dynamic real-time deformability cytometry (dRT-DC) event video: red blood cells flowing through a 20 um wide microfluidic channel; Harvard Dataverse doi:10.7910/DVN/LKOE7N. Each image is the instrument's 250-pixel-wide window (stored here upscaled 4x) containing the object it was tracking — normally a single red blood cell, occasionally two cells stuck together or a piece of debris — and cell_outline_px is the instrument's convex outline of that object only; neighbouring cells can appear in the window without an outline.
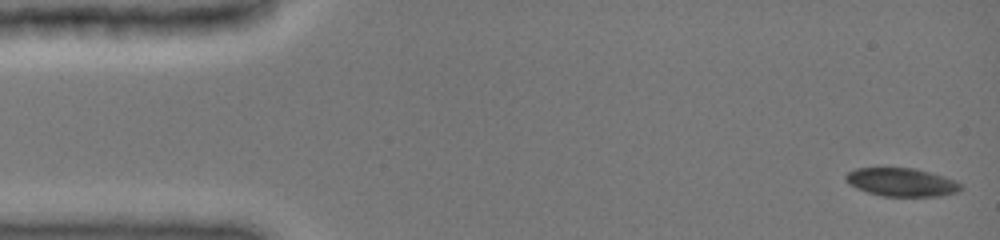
{"species": "common noctule bat (a hibernating species)", "species_latin": "Nyctalus noctula", "temperature_condition": "cold", "stored_images_in_passage": 47, "camera_frame_rate_fps": 3000, "um_per_image_px": 0.085, "animal": {"sex": "female", "body_mass_g": 19.0, "forearm_length_mm": 51.5}, "frame": {"image": 1, "passage_image": 1, "time_ms": 0.0, "image_size_px": [1000, 240], "cell_outline_px": [[964, 188], [956, 192], [940, 196], [880, 196], [856, 188], [848, 184], [844, 180], [844, 176], [848, 172], [856, 168], [916, 168], [944, 176], [956, 180]], "centroid_in_image_um": [76.62, 15.48], "position_along_channel_um": 8.4, "area_um2": 19.13}}
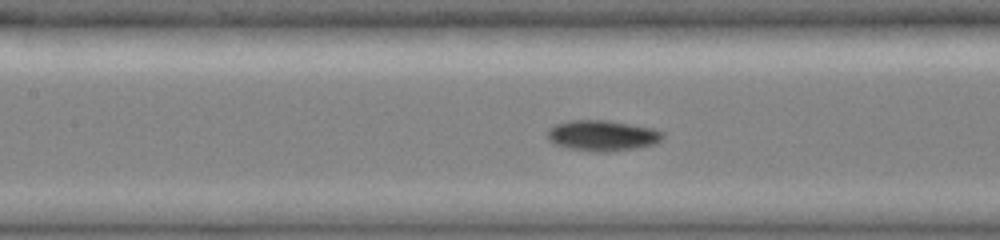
{"frame": {"image": 2, "passage_image": 21, "time_ms": 6.667, "image_size_px": [1000, 240], "cell_outline_px": [[664, 136], [656, 144], [608, 152], [592, 152], [568, 148], [556, 144], [548, 140], [548, 128], [556, 124], [568, 120], [608, 120], [652, 128], [664, 132]], "centroid_in_image_um": [51.19, 11.52], "position_along_channel_um": 156.2, "area_um2": 20.63}}
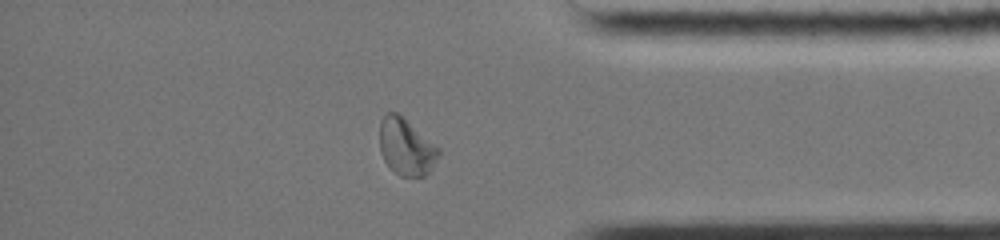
{"frame": {"image": 3, "passage_image": 40, "time_ms": 13.0, "image_size_px": [1000, 240], "cell_outline_px": [[440, 156], [428, 172], [424, 176], [400, 176], [384, 160], [380, 152], [380, 120], [388, 112], [400, 112], [440, 148]], "centroid_in_image_um": [34.54, 12.44], "position_along_channel_um": 400.7, "area_um2": 19.71}, "authors_computed_cell_mechanics": {"area_um2": 19.941, "velocity_mm_per_s": 3.9738, "shape_relaxation_time_tau1_ms": 6.7213, "shape_relaxation_time_tau2_ms": 6.2331, "deformation_change_tau1": 0.1537, "deformation_change_tau2": 0.0878}}